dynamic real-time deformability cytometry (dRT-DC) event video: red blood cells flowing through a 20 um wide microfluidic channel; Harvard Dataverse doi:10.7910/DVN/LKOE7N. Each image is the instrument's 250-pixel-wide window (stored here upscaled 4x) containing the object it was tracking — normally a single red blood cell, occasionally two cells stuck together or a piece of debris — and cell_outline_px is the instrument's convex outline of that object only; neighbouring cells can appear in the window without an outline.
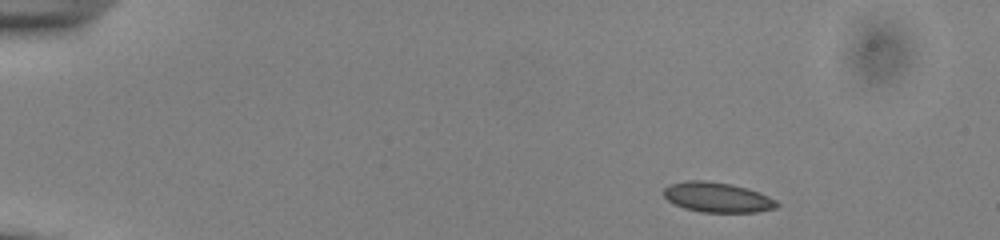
{"species": "common noctule bat (a hibernating species)", "species_latin": "Nyctalus noctula", "temperature_condition": "cold", "stored_images_in_passage": 47, "camera_frame_rate_fps": 3000, "um_per_image_px": 0.085, "animal": {"sex": "male", "body_mass_g": 13.0, "forearm_length_mm": 53.1}, "frame": {"image": 1, "passage_image": 1, "time_ms": 0.0, "image_size_px": [1000, 240], "cell_outline_px": [[780, 204], [776, 208], [756, 212], [700, 212], [684, 208], [668, 200], [664, 196], [664, 188], [672, 184], [688, 180], [704, 180], [732, 184], [748, 188], [760, 192], [776, 200]], "centroid_in_image_um": [61.01, 16.77], "position_along_channel_um": 24.0, "area_um2": 19.77}}
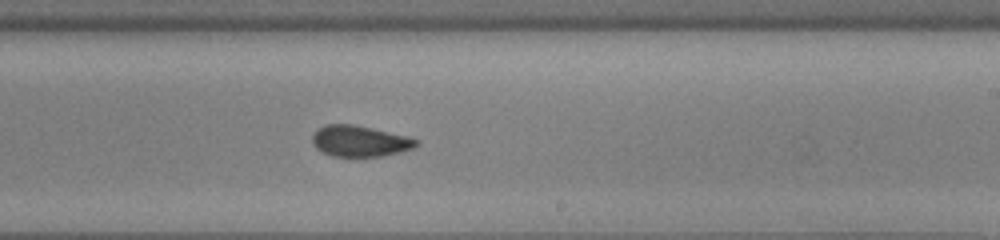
{"frame": {"image": 2, "passage_image": 27, "time_ms": 8.667, "image_size_px": [1000, 240], "cell_outline_px": [[420, 144], [416, 148], [400, 152], [380, 156], [332, 156], [316, 148], [312, 144], [312, 136], [324, 124], [352, 124], [372, 128], [408, 136], [420, 140]], "centroid_in_image_um": [30.63, 11.99], "position_along_channel_um": 258.4, "area_um2": 18.84}}
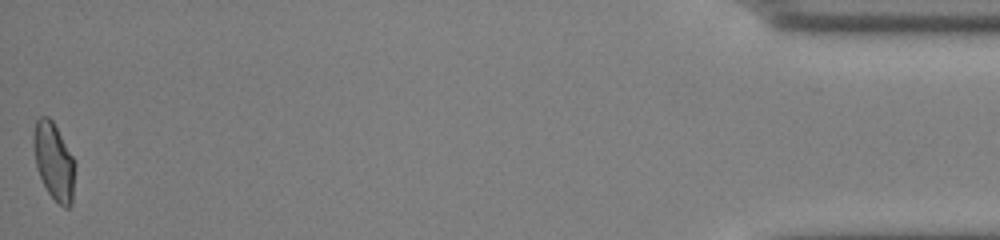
{"frame": {"image": 3, "passage_image": 47, "time_ms": 15.333, "image_size_px": [1000, 240], "cell_outline_px": [[76, 164], [72, 204], [68, 208], [64, 208], [48, 192], [36, 168], [32, 144], [32, 136], [36, 120], [40, 116], [48, 116], [52, 120], [72, 156]], "centroid_in_image_um": [4.57, 13.71], "position_along_channel_um": 430.6, "area_um2": 18.73}, "authors_computed_cell_mechanics": {"area_um2": 19.3052, "velocity_mm_per_s": 3.8755, "shape_relaxation_time_tau1_ms": 5.8791, "shape_relaxation_time_tau2_ms": 1.5597, "deformation_change_tau1": 0.1197, "deformation_change_tau2": 0.0522}}